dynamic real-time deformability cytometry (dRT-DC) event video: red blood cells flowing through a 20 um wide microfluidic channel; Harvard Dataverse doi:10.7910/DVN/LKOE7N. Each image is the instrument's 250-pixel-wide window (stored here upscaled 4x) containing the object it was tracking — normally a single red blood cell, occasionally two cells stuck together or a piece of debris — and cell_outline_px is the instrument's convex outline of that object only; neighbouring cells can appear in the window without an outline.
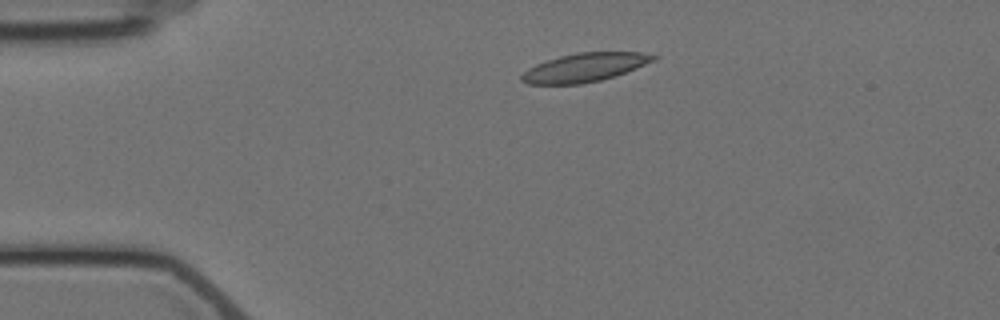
{"species": "Egyptian fruit bat (a non-hibernating species)", "species_latin": "Rousettus aegyptiacus", "temperature_condition": "cold", "stored_images_in_passage": 5, "camera_frame_rate_fps": 3000, "um_per_image_px": 0.085, "animal": {"sex": "female"}, "frame": {"image": 1, "passage_image": 1, "time_ms": 0.0, "image_size_px": [1000, 320], "cell_outline_px": [[660, 56], [656, 60], [616, 76], [600, 80], [580, 84], [528, 84], [520, 80], [520, 76], [528, 68], [536, 64], [560, 56], [576, 52], [640, 52]], "centroid_in_image_um": [49.71, 5.73], "position_along_channel_um": 35.3, "area_um2": 22.02}}
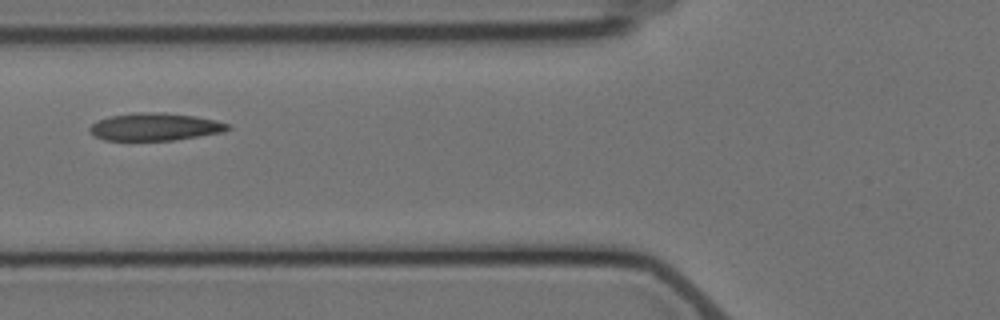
{"frame": {"image": 2, "passage_image": 4, "time_ms": 3.333, "image_size_px": [1000, 320], "cell_outline_px": [[232, 128], [224, 132], [172, 140], [104, 140], [96, 136], [88, 128], [92, 124], [100, 120], [112, 116], [132, 112], [164, 112], [192, 116], [216, 120], [228, 124]], "centroid_in_image_um": [13.2, 10.77], "position_along_channel_um": 112.6, "area_um2": 21.96}}
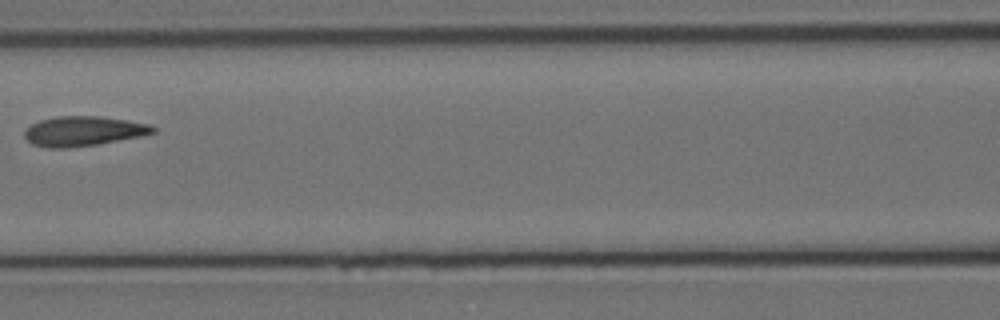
{"frame": {"image": 3, "passage_image": 5, "time_ms": 4.667, "image_size_px": [1000, 320], "cell_outline_px": [[156, 132], [140, 136], [96, 144], [64, 148], [48, 148], [32, 144], [24, 136], [24, 132], [32, 124], [40, 120], [56, 116], [100, 116], [148, 124], [156, 128]], "centroid_in_image_um": [7.06, 11.14], "position_along_channel_um": 159.5, "area_um2": 21.96}}